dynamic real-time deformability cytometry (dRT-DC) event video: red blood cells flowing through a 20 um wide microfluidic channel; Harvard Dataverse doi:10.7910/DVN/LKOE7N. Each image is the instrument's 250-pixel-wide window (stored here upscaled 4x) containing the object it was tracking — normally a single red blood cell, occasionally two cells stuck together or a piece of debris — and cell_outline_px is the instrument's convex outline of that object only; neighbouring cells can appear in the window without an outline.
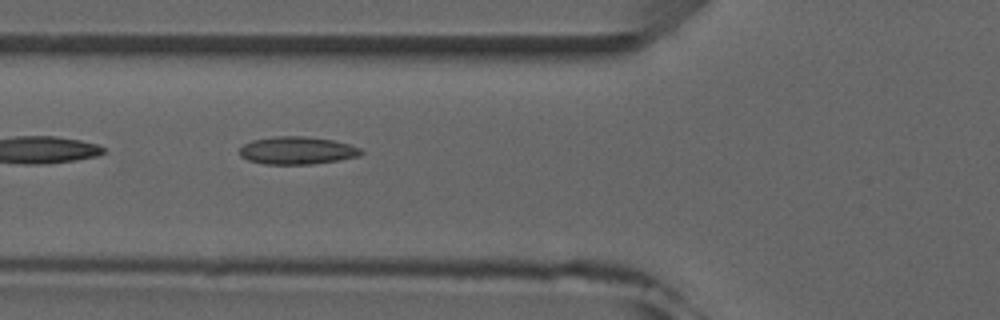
{"species": "common noctule bat (a hibernating species)", "species_latin": "Nyctalus noctula", "temperature_condition": "room temperature", "stored_images_in_passage": 8, "camera_frame_rate_fps": 3000, "um_per_image_px": 0.085, "animal": {"sex": "male", "forearm_length_mm": 52.5}, "frame": {"image": 1, "passage_image": 6, "time_ms": 5.667, "image_size_px": [1000, 320], "cell_outline_px": [[364, 152], [360, 156], [312, 164], [264, 164], [248, 160], [240, 156], [240, 148], [244, 144], [252, 140], [276, 136], [300, 136], [332, 140], [348, 144], [360, 148]], "centroid_in_image_um": [25.24, 12.79], "position_along_channel_um": 100.6, "area_um2": 19.42}}
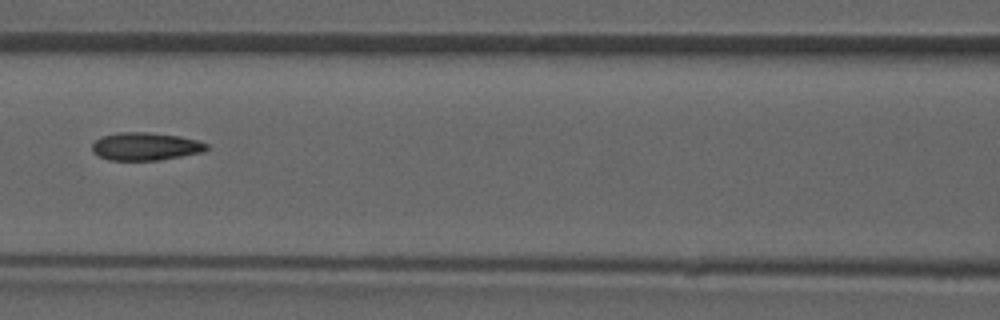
{"frame": {"image": 2, "passage_image": 7, "time_ms": 7.0, "image_size_px": [1000, 320], "cell_outline_px": [[208, 148], [204, 152], [160, 160], [108, 160], [92, 152], [92, 144], [96, 140], [104, 136], [116, 132], [148, 132], [180, 136], [196, 140], [208, 144]], "centroid_in_image_um": [12.37, 12.44], "position_along_channel_um": 154.2, "area_um2": 18.61}}